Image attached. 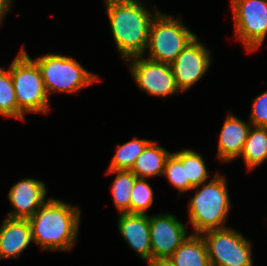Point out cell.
Segmentation results:
<instances>
[{
  "mask_svg": "<svg viewBox=\"0 0 267 266\" xmlns=\"http://www.w3.org/2000/svg\"><path fill=\"white\" fill-rule=\"evenodd\" d=\"M106 12L116 48L123 59L142 56L149 43V32L153 19L138 0H105ZM158 11V12H157Z\"/></svg>",
  "mask_w": 267,
  "mask_h": 266,
  "instance_id": "6da1fadb",
  "label": "cell"
},
{
  "mask_svg": "<svg viewBox=\"0 0 267 266\" xmlns=\"http://www.w3.org/2000/svg\"><path fill=\"white\" fill-rule=\"evenodd\" d=\"M28 220L33 241L42 250H72L80 223L78 207L49 198Z\"/></svg>",
  "mask_w": 267,
  "mask_h": 266,
  "instance_id": "7a4b0ae2",
  "label": "cell"
},
{
  "mask_svg": "<svg viewBox=\"0 0 267 266\" xmlns=\"http://www.w3.org/2000/svg\"><path fill=\"white\" fill-rule=\"evenodd\" d=\"M198 186L194 197L188 204L190 222L194 227V234H201L216 229L227 228L224 226L231 208L226 180L221 175H216L210 182Z\"/></svg>",
  "mask_w": 267,
  "mask_h": 266,
  "instance_id": "3957f363",
  "label": "cell"
},
{
  "mask_svg": "<svg viewBox=\"0 0 267 266\" xmlns=\"http://www.w3.org/2000/svg\"><path fill=\"white\" fill-rule=\"evenodd\" d=\"M9 71L18 107L24 113H47L49 97L36 61L32 60L24 49H21L12 61Z\"/></svg>",
  "mask_w": 267,
  "mask_h": 266,
  "instance_id": "277c9868",
  "label": "cell"
},
{
  "mask_svg": "<svg viewBox=\"0 0 267 266\" xmlns=\"http://www.w3.org/2000/svg\"><path fill=\"white\" fill-rule=\"evenodd\" d=\"M39 66L48 96L50 92L74 93L98 81V76L79 62L61 54L48 53L34 59Z\"/></svg>",
  "mask_w": 267,
  "mask_h": 266,
  "instance_id": "5b68a950",
  "label": "cell"
},
{
  "mask_svg": "<svg viewBox=\"0 0 267 266\" xmlns=\"http://www.w3.org/2000/svg\"><path fill=\"white\" fill-rule=\"evenodd\" d=\"M196 37L180 19L159 12L150 27L148 59L171 64Z\"/></svg>",
  "mask_w": 267,
  "mask_h": 266,
  "instance_id": "8992f818",
  "label": "cell"
},
{
  "mask_svg": "<svg viewBox=\"0 0 267 266\" xmlns=\"http://www.w3.org/2000/svg\"><path fill=\"white\" fill-rule=\"evenodd\" d=\"M211 266H253L250 241L231 228L204 232Z\"/></svg>",
  "mask_w": 267,
  "mask_h": 266,
  "instance_id": "52a82bcc",
  "label": "cell"
},
{
  "mask_svg": "<svg viewBox=\"0 0 267 266\" xmlns=\"http://www.w3.org/2000/svg\"><path fill=\"white\" fill-rule=\"evenodd\" d=\"M237 38L247 51L258 49L267 35V2L264 0H232Z\"/></svg>",
  "mask_w": 267,
  "mask_h": 266,
  "instance_id": "ba28073f",
  "label": "cell"
},
{
  "mask_svg": "<svg viewBox=\"0 0 267 266\" xmlns=\"http://www.w3.org/2000/svg\"><path fill=\"white\" fill-rule=\"evenodd\" d=\"M129 60L132 64L130 71L133 79L138 87L148 94L167 97L180 91L171 64L146 59L143 55L127 59Z\"/></svg>",
  "mask_w": 267,
  "mask_h": 266,
  "instance_id": "9c48e42d",
  "label": "cell"
},
{
  "mask_svg": "<svg viewBox=\"0 0 267 266\" xmlns=\"http://www.w3.org/2000/svg\"><path fill=\"white\" fill-rule=\"evenodd\" d=\"M152 259H168L188 237L187 228L173 214L149 216Z\"/></svg>",
  "mask_w": 267,
  "mask_h": 266,
  "instance_id": "30bf717a",
  "label": "cell"
},
{
  "mask_svg": "<svg viewBox=\"0 0 267 266\" xmlns=\"http://www.w3.org/2000/svg\"><path fill=\"white\" fill-rule=\"evenodd\" d=\"M211 63L210 52L196 37L191 41L171 63L175 82L181 91L188 90L208 70Z\"/></svg>",
  "mask_w": 267,
  "mask_h": 266,
  "instance_id": "8fae6325",
  "label": "cell"
},
{
  "mask_svg": "<svg viewBox=\"0 0 267 266\" xmlns=\"http://www.w3.org/2000/svg\"><path fill=\"white\" fill-rule=\"evenodd\" d=\"M47 190L44 182L23 179L12 186L8 198L13 208L7 217L29 219L46 202Z\"/></svg>",
  "mask_w": 267,
  "mask_h": 266,
  "instance_id": "7c38bea8",
  "label": "cell"
},
{
  "mask_svg": "<svg viewBox=\"0 0 267 266\" xmlns=\"http://www.w3.org/2000/svg\"><path fill=\"white\" fill-rule=\"evenodd\" d=\"M118 219V230L128 245L143 260H152L149 216L147 214L121 213Z\"/></svg>",
  "mask_w": 267,
  "mask_h": 266,
  "instance_id": "4fadbf2b",
  "label": "cell"
},
{
  "mask_svg": "<svg viewBox=\"0 0 267 266\" xmlns=\"http://www.w3.org/2000/svg\"><path fill=\"white\" fill-rule=\"evenodd\" d=\"M31 241L28 219L6 217L0 226V259L18 258Z\"/></svg>",
  "mask_w": 267,
  "mask_h": 266,
  "instance_id": "5bb4252c",
  "label": "cell"
},
{
  "mask_svg": "<svg viewBox=\"0 0 267 266\" xmlns=\"http://www.w3.org/2000/svg\"><path fill=\"white\" fill-rule=\"evenodd\" d=\"M238 117L228 114L219 135L217 157L229 162L240 157L251 123L246 124Z\"/></svg>",
  "mask_w": 267,
  "mask_h": 266,
  "instance_id": "9a60e30c",
  "label": "cell"
},
{
  "mask_svg": "<svg viewBox=\"0 0 267 266\" xmlns=\"http://www.w3.org/2000/svg\"><path fill=\"white\" fill-rule=\"evenodd\" d=\"M173 266H211L201 234L189 235L168 258Z\"/></svg>",
  "mask_w": 267,
  "mask_h": 266,
  "instance_id": "2e32d148",
  "label": "cell"
},
{
  "mask_svg": "<svg viewBox=\"0 0 267 266\" xmlns=\"http://www.w3.org/2000/svg\"><path fill=\"white\" fill-rule=\"evenodd\" d=\"M170 152L151 141L136 159L131 171L138 178H149L163 175L165 162Z\"/></svg>",
  "mask_w": 267,
  "mask_h": 266,
  "instance_id": "e0dca14e",
  "label": "cell"
},
{
  "mask_svg": "<svg viewBox=\"0 0 267 266\" xmlns=\"http://www.w3.org/2000/svg\"><path fill=\"white\" fill-rule=\"evenodd\" d=\"M250 171L267 159V127L251 126L241 155Z\"/></svg>",
  "mask_w": 267,
  "mask_h": 266,
  "instance_id": "ac0fdd59",
  "label": "cell"
},
{
  "mask_svg": "<svg viewBox=\"0 0 267 266\" xmlns=\"http://www.w3.org/2000/svg\"><path fill=\"white\" fill-rule=\"evenodd\" d=\"M116 173L111 192L114 205L120 213H131V192L137 176L131 170H108Z\"/></svg>",
  "mask_w": 267,
  "mask_h": 266,
  "instance_id": "d6986e66",
  "label": "cell"
},
{
  "mask_svg": "<svg viewBox=\"0 0 267 266\" xmlns=\"http://www.w3.org/2000/svg\"><path fill=\"white\" fill-rule=\"evenodd\" d=\"M185 166L188 190L200 186L209 177L205 162L200 154L194 150L185 149L174 153Z\"/></svg>",
  "mask_w": 267,
  "mask_h": 266,
  "instance_id": "ffe728a7",
  "label": "cell"
},
{
  "mask_svg": "<svg viewBox=\"0 0 267 266\" xmlns=\"http://www.w3.org/2000/svg\"><path fill=\"white\" fill-rule=\"evenodd\" d=\"M150 142L147 139L134 138L123 145H118L108 170H131L138 156Z\"/></svg>",
  "mask_w": 267,
  "mask_h": 266,
  "instance_id": "44dd1931",
  "label": "cell"
},
{
  "mask_svg": "<svg viewBox=\"0 0 267 266\" xmlns=\"http://www.w3.org/2000/svg\"><path fill=\"white\" fill-rule=\"evenodd\" d=\"M0 115L24 120V112L18 107L9 69L0 67Z\"/></svg>",
  "mask_w": 267,
  "mask_h": 266,
  "instance_id": "7402d4cb",
  "label": "cell"
},
{
  "mask_svg": "<svg viewBox=\"0 0 267 266\" xmlns=\"http://www.w3.org/2000/svg\"><path fill=\"white\" fill-rule=\"evenodd\" d=\"M153 190L146 178H136L131 192V214H146L154 200Z\"/></svg>",
  "mask_w": 267,
  "mask_h": 266,
  "instance_id": "603a6c76",
  "label": "cell"
},
{
  "mask_svg": "<svg viewBox=\"0 0 267 266\" xmlns=\"http://www.w3.org/2000/svg\"><path fill=\"white\" fill-rule=\"evenodd\" d=\"M163 176H165L172 185L179 189L180 194L188 190V179H186L185 166H183L181 160L174 153H170L165 162Z\"/></svg>",
  "mask_w": 267,
  "mask_h": 266,
  "instance_id": "cb8c5ba5",
  "label": "cell"
},
{
  "mask_svg": "<svg viewBox=\"0 0 267 266\" xmlns=\"http://www.w3.org/2000/svg\"><path fill=\"white\" fill-rule=\"evenodd\" d=\"M249 121L252 126L267 127V91L254 98Z\"/></svg>",
  "mask_w": 267,
  "mask_h": 266,
  "instance_id": "d4e9b609",
  "label": "cell"
},
{
  "mask_svg": "<svg viewBox=\"0 0 267 266\" xmlns=\"http://www.w3.org/2000/svg\"><path fill=\"white\" fill-rule=\"evenodd\" d=\"M11 5V0H0V25L6 13H8Z\"/></svg>",
  "mask_w": 267,
  "mask_h": 266,
  "instance_id": "484cf974",
  "label": "cell"
},
{
  "mask_svg": "<svg viewBox=\"0 0 267 266\" xmlns=\"http://www.w3.org/2000/svg\"><path fill=\"white\" fill-rule=\"evenodd\" d=\"M148 263L149 266H173L168 259H152Z\"/></svg>",
  "mask_w": 267,
  "mask_h": 266,
  "instance_id": "4316f807",
  "label": "cell"
}]
</instances>
